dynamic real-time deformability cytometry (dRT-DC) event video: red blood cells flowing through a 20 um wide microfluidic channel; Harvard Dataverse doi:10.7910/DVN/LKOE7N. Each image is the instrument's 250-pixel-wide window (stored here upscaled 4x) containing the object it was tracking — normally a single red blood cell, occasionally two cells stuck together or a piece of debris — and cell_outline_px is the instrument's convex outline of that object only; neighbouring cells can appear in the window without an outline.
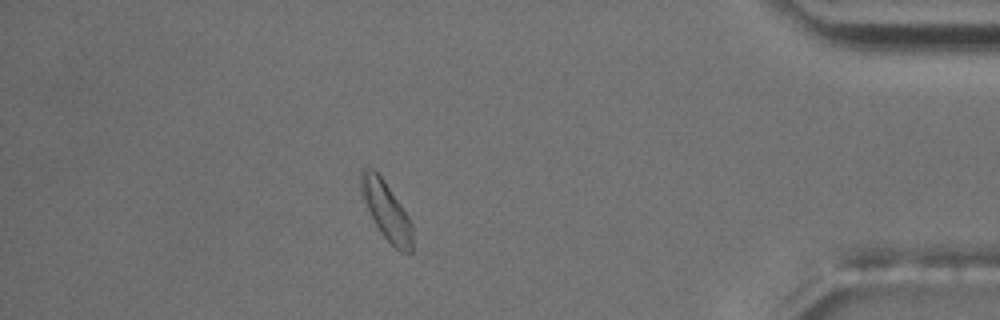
{"species": "common noctule bat (a hibernating species)", "species_latin": "Nyctalus noctula", "temperature_condition": "room temperature", "stored_images_in_passage": 54, "segment_of_instrument_passage": [1, 2], "camera_frame_rate_fps": 3000, "um_per_image_px": 0.085, "animal": {"sex": "male", "body_mass_g": 17.5, "forearm_length_mm": 52.3}, "frame": {"image": 1, "passage_image": 46, "time_ms": 15.0, "image_size_px": [1000, 320], "cell_outline_px": [[412, 252], [400, 252], [380, 232], [364, 200], [360, 188], [360, 168], [368, 164], [384, 180], [408, 216], [412, 224]], "centroid_in_image_um": [32.82, 17.85], "position_along_channel_um": 402.4, "area_um2": 17.22}}